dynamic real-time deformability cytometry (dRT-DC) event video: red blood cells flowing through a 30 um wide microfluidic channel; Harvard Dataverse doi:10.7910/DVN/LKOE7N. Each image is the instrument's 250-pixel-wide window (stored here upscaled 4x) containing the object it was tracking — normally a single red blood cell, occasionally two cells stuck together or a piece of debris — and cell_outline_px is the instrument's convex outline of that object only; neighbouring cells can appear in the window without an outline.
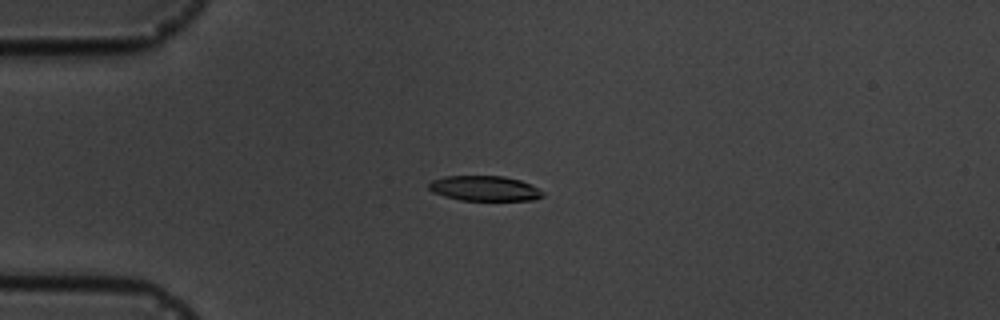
{"species": "common noctule bat (a hibernating species)", "species_latin": "Nyctalus noctula", "temperature_condition": "cold", "stored_images_in_passage": 4, "camera_frame_rate_fps": 3000, "um_per_image_px": 0.085, "animal": {"sex": "male", "body_mass_g": 19.5, "forearm_length_mm": 54.6}, "frame": {"image": 1, "passage_image": 4, "time_ms": 3.667, "image_size_px": [1000, 320], "cell_outline_px": [[544, 196], [532, 200], [460, 200], [444, 196], [432, 192], [428, 188], [428, 184], [432, 180], [444, 176], [504, 176], [520, 180], [544, 192]], "centroid_in_image_um": [41.15, 16.01], "position_along_channel_um": 43.9, "area_um2": 16.59}}